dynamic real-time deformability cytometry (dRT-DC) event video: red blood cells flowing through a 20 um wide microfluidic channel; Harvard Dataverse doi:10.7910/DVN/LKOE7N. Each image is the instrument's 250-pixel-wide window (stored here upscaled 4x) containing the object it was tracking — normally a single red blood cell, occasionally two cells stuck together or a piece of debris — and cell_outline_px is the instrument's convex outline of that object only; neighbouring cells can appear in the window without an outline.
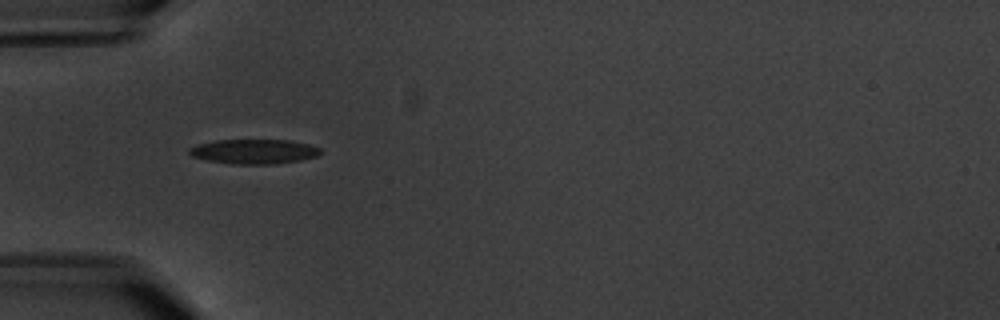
{"species": "common noctule bat (a hibernating species)", "species_latin": "Nyctalus noctula", "temperature_condition": "warm", "stored_images_in_passage": 6, "camera_frame_rate_fps": 3000, "um_per_image_px": 0.085, "animal": {"sex": "male", "body_mass_g": 20.1, "forearm_length_mm": 53.5}, "frame": {"image": 1, "passage_image": 5, "time_ms": 5.0, "image_size_px": [1000, 320], "cell_outline_px": [[324, 152], [316, 156], [300, 160], [276, 164], [232, 164], [204, 160], [192, 156], [188, 152], [188, 148], [196, 144], [216, 140], [292, 140], [308, 144], [320, 148]], "centroid_in_image_um": [21.57, 12.88], "position_along_channel_um": 63.4, "area_um2": 19.07}}